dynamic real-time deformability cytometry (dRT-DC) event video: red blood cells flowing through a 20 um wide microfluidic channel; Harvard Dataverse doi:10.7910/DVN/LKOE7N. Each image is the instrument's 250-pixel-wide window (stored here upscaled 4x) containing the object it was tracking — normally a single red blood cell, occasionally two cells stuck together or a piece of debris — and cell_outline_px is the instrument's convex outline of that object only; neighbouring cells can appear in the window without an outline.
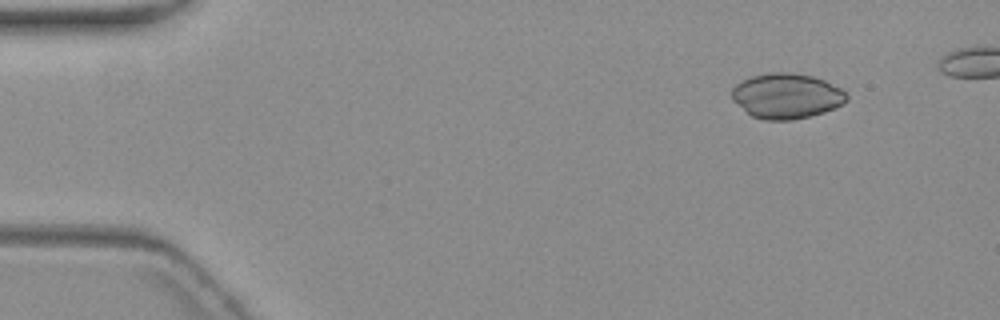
{"species": "common noctule bat (a hibernating species)", "species_latin": "Nyctalus noctula", "temperature_condition": "warm", "stored_images_in_passage": 7, "camera_frame_rate_fps": 3000, "um_per_image_px": 0.085, "animal": {"sex": "female", "body_mass_g": 19.3, "forearm_length_mm": 54.1}, "frame": {"image": 1, "passage_image": 2, "time_ms": 1.333, "image_size_px": [1000, 320], "cell_outline_px": [[848, 100], [824, 112], [792, 120], [764, 120], [752, 116], [732, 100], [732, 88], [740, 80], [752, 76], [768, 72], [792, 72], [812, 76], [824, 80], [840, 88], [848, 96]], "centroid_in_image_um": [66.82, 8.14], "position_along_channel_um": 18.2, "area_um2": 30.17}}